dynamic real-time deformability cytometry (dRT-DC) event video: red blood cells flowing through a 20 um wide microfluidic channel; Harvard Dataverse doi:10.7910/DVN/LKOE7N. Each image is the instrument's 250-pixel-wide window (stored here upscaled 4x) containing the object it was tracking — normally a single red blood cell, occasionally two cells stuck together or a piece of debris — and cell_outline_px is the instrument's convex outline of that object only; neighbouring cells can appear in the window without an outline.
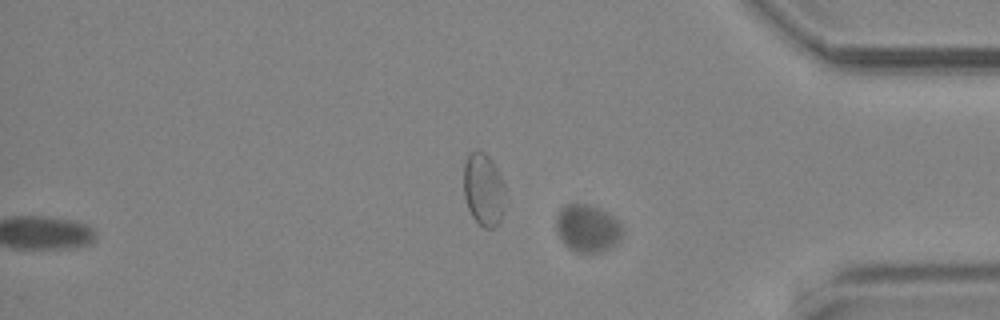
{"species": "common noctule bat (a hibernating species)", "species_latin": "Nyctalus noctula", "temperature_condition": "cold", "stored_images_in_passage": 86, "segment_of_instrument_passage": [2, 2], "camera_frame_rate_fps": 3000, "um_per_image_px": 0.085, "animal": {"sex": "male", "body_mass_g": 19.2, "forearm_length_mm": 51.8}, "frame": {"image": 1, "passage_image": 86, "time_ms": 28.333, "image_size_px": [1000, 320], "cell_outline_px": [[624, 232], [616, 244], [612, 248], [600, 252], [576, 252], [568, 248], [560, 240], [556, 232], [556, 212], [564, 204], [588, 204], [608, 212], [620, 224]], "centroid_in_image_um": [49.9, 19.41], "position_along_channel_um": 385.3, "area_um2": 18.67}}